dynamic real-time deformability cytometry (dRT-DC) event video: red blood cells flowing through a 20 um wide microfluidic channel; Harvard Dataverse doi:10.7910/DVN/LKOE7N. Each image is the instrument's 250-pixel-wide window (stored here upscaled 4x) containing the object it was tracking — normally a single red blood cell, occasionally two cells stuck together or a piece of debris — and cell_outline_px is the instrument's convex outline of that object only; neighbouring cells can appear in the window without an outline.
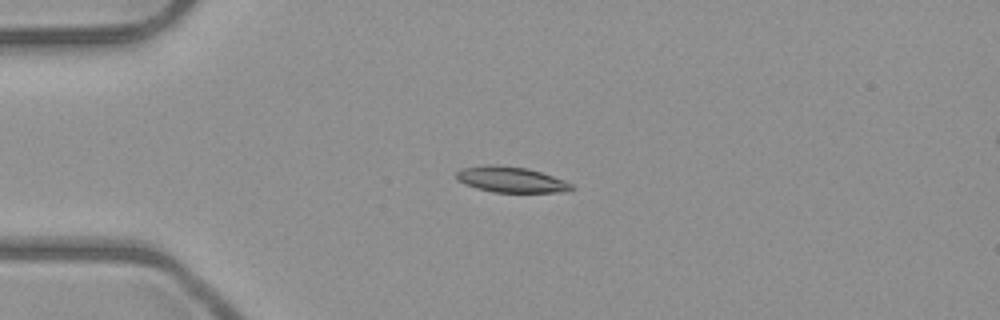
{"species": "common noctule bat (a hibernating species)", "species_latin": "Nyctalus noctula", "temperature_condition": "room temperature", "stored_images_in_passage": 5, "segment_of_instrument_passage": [1, 2], "camera_frame_rate_fps": 3000, "um_per_image_px": 0.085, "animal": {"sex": "male", "body_mass_g": 23.1, "forearm_length_mm": 52.7}, "frame": {"image": 1, "passage_image": 3, "time_ms": 2.333, "image_size_px": [1000, 320], "cell_outline_px": [[572, 188], [556, 192], [492, 192], [476, 188], [464, 184], [456, 180], [456, 172], [460, 168], [488, 164], [528, 168], [564, 180], [572, 184]], "centroid_in_image_um": [43.33, 15.25], "position_along_channel_um": 41.7, "area_um2": 17.11}}